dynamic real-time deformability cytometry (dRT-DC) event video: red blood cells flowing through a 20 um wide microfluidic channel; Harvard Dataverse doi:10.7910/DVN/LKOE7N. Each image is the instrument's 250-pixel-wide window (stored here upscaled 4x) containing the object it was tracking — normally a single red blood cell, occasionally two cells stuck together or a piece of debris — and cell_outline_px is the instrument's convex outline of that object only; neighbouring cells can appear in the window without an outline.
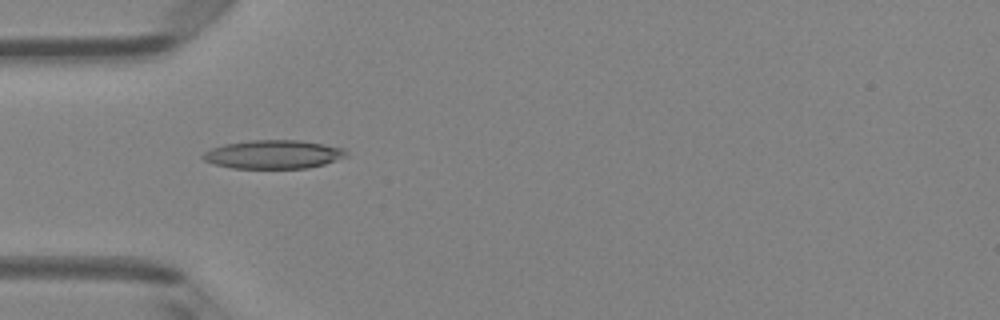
{"species": "Egyptian fruit bat (a non-hibernating species)", "species_latin": "Rousettus aegyptiacus", "temperature_condition": "room temperature", "stored_images_in_passage": 7, "camera_frame_rate_fps": 3000, "um_per_image_px": 0.085, "animal": {"sex": "female"}, "frame": {"image": 1, "passage_image": 4, "time_ms": 1.0, "image_size_px": [1000, 320], "cell_outline_px": [[348, 156], [324, 164], [308, 168], [232, 168], [216, 164], [204, 160], [200, 156], [204, 152], [212, 148], [224, 144], [248, 140], [300, 140], [324, 144], [344, 148], [348, 152]], "centroid_in_image_um": [23.26, 13.11], "position_along_channel_um": 61.7, "area_um2": 23.93}}
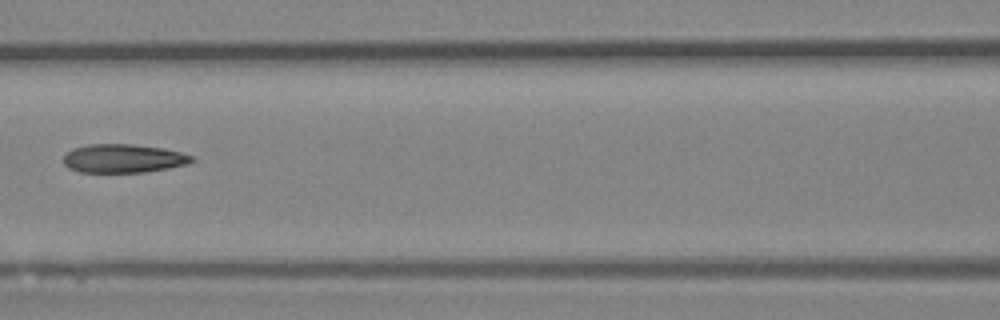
{"frame": {"image": 2, "passage_image": 6, "time_ms": 1.667, "image_size_px": [1000, 320], "cell_outline_px": [[196, 160], [188, 164], [168, 168], [144, 172], [80, 172], [68, 168], [64, 164], [64, 156], [72, 148], [88, 144], [132, 144], [164, 148], [180, 152], [192, 156]], "centroid_in_image_um": [10.49, 13.46], "position_along_channel_um": 156.1, "area_um2": 21.44}}
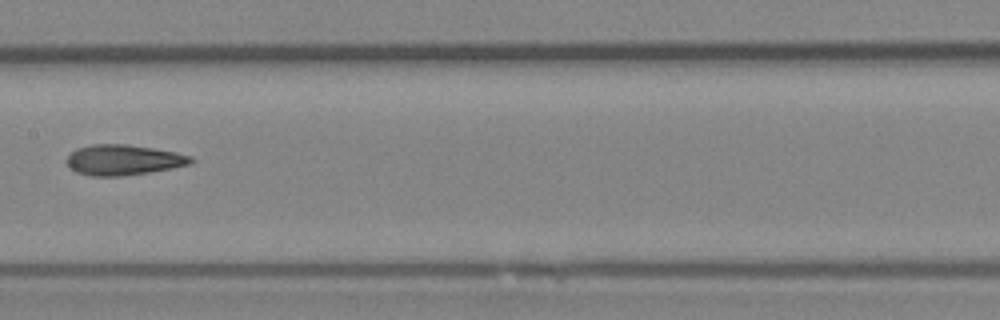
{"frame": {"image": 3, "passage_image": 7, "time_ms": 2.0, "image_size_px": [1000, 320], "cell_outline_px": [[196, 160], [192, 164], [172, 168], [148, 172], [120, 176], [92, 176], [76, 172], [64, 160], [76, 148], [92, 144], [124, 144], [152, 148], [176, 152], [192, 156]], "centroid_in_image_um": [10.51, 13.59], "position_along_channel_um": 196.9, "area_um2": 22.02}}